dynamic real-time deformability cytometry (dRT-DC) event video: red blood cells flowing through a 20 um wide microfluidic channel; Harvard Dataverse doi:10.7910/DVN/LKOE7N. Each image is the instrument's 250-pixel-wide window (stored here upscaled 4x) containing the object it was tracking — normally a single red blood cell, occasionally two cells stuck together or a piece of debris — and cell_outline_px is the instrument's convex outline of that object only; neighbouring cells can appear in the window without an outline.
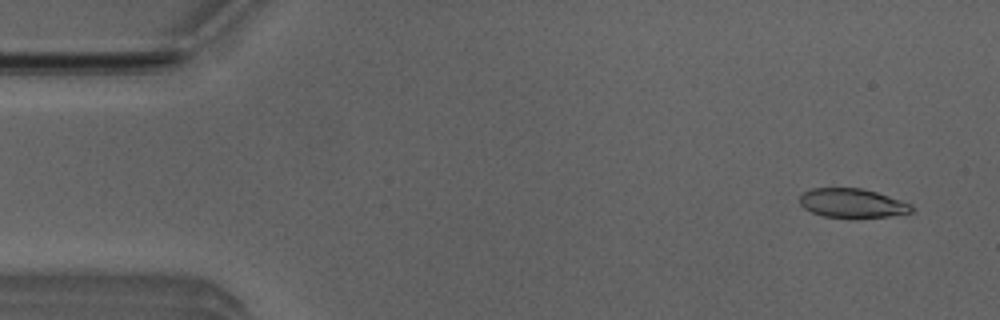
{"species": "Egyptian fruit bat (a non-hibernating species)", "species_latin": "Rousettus aegyptiacus", "temperature_condition": "room temperature", "stored_images_in_passage": 51, "camera_frame_rate_fps": 3000, "um_per_image_px": 0.085, "animal": {"sex": "male"}, "frame": {"image": 1, "passage_image": 3, "time_ms": 0.667, "image_size_px": [1000, 320], "cell_outline_px": [[916, 208], [912, 212], [888, 216], [856, 220], [852, 220], [824, 216], [812, 212], [804, 208], [800, 204], [800, 196], [804, 192], [812, 188], [860, 188], [876, 192], [912, 204]], "centroid_in_image_um": [72.46, 17.31], "position_along_channel_um": 12.5, "area_um2": 19.48}}
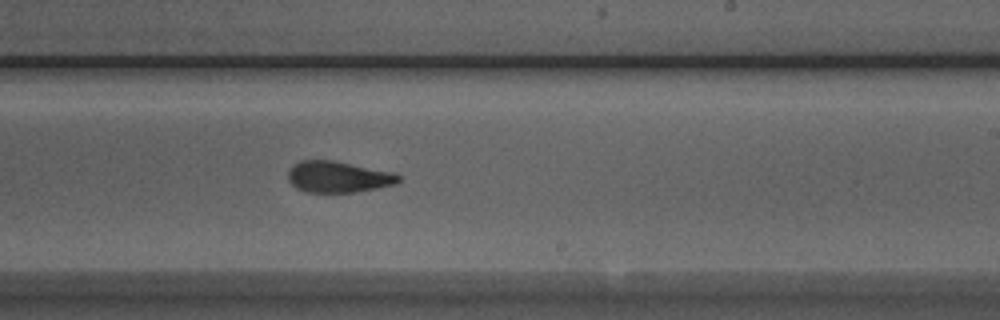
{"frame": {"image": 2, "passage_image": 30, "time_ms": 9.667, "image_size_px": [1000, 320], "cell_outline_px": [[400, 180], [396, 184], [376, 188], [352, 192], [304, 192], [296, 188], [288, 180], [288, 172], [292, 164], [300, 160], [336, 160], [396, 172], [400, 176]], "centroid_in_image_um": [28.75, 15.01], "position_along_channel_um": 260.3, "area_um2": 20.46}}
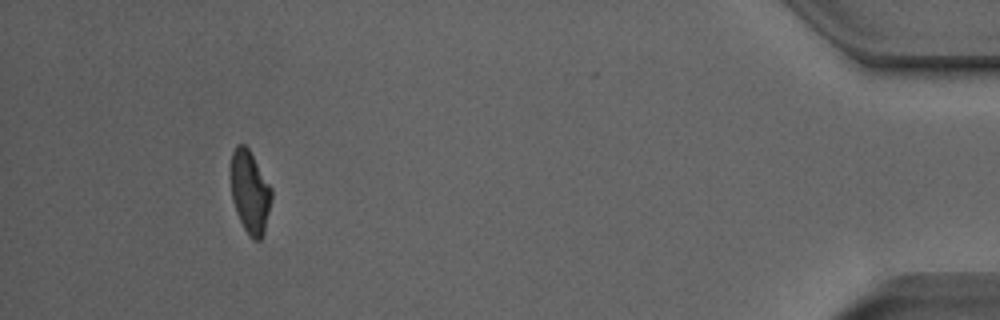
{"frame": {"image": 3, "passage_image": 47, "time_ms": 15.333, "image_size_px": [1000, 320], "cell_outline_px": [[272, 200], [264, 232], [260, 240], [252, 240], [248, 236], [236, 212], [232, 200], [232, 152], [236, 144], [244, 144], [248, 148], [272, 188]], "centroid_in_image_um": [21.27, 16.35], "position_along_channel_um": 413.9, "area_um2": 19.48}, "authors_computed_cell_mechanics": {"area_um2": 20.4612, "velocity_mm_per_s": 3.9831, "shape_relaxation_time_tau1_ms": 7.6067, "shape_relaxation_time_tau2_ms": 2.0518, "deformation_change_tau1": 0.2102, "deformation_change_tau2": 0.1028}}